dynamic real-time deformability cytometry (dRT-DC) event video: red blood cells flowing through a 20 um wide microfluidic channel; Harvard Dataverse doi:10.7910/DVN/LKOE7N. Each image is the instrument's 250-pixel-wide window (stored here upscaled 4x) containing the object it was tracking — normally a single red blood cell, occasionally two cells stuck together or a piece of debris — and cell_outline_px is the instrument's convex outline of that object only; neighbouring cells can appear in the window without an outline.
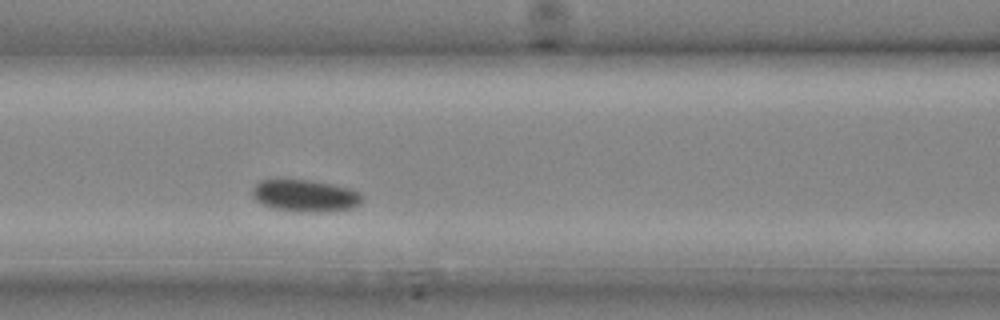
{"species": "common noctule bat (a hibernating species)", "species_latin": "Nyctalus noctula", "temperature_condition": "cold", "stored_images_in_passage": 7, "segment_of_instrument_passage": [1, 2], "camera_frame_rate_fps": 3000, "um_per_image_px": 0.085, "animal": {"sex": "male", "body_mass_g": 20.4}, "frame": {"image": 1, "passage_image": 6, "time_ms": 1.667, "image_size_px": [1000, 320], "cell_outline_px": [[364, 196], [360, 204], [352, 208], [324, 212], [300, 212], [276, 208], [264, 204], [256, 200], [252, 196], [252, 188], [260, 180], [312, 180], [332, 184], [348, 188], [360, 192]], "centroid_in_image_um": [25.98, 16.63], "position_along_channel_um": 140.6, "area_um2": 20.46}}